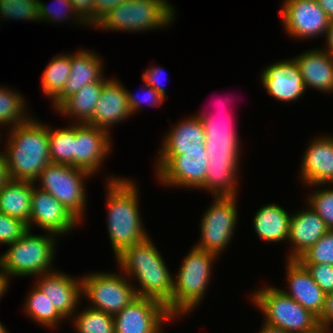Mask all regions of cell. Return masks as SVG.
<instances>
[{
  "mask_svg": "<svg viewBox=\"0 0 333 333\" xmlns=\"http://www.w3.org/2000/svg\"><path fill=\"white\" fill-rule=\"evenodd\" d=\"M196 116H199L203 123L206 135L205 151L209 161L205 184L199 190L209 191L212 197H236L241 140L233 125V117L224 114L218 118L206 111L199 112Z\"/></svg>",
  "mask_w": 333,
  "mask_h": 333,
  "instance_id": "6da1fadb",
  "label": "cell"
},
{
  "mask_svg": "<svg viewBox=\"0 0 333 333\" xmlns=\"http://www.w3.org/2000/svg\"><path fill=\"white\" fill-rule=\"evenodd\" d=\"M114 176V177H113ZM109 175L106 178L105 201L107 206V230L111 249L118 256L125 248L149 237L139 208L137 181Z\"/></svg>",
  "mask_w": 333,
  "mask_h": 333,
  "instance_id": "7a4b0ae2",
  "label": "cell"
},
{
  "mask_svg": "<svg viewBox=\"0 0 333 333\" xmlns=\"http://www.w3.org/2000/svg\"><path fill=\"white\" fill-rule=\"evenodd\" d=\"M115 258L122 273L133 284V279L139 282V287L134 286L137 296L157 300L166 307L172 302L173 276L150 236Z\"/></svg>",
  "mask_w": 333,
  "mask_h": 333,
  "instance_id": "3957f363",
  "label": "cell"
},
{
  "mask_svg": "<svg viewBox=\"0 0 333 333\" xmlns=\"http://www.w3.org/2000/svg\"><path fill=\"white\" fill-rule=\"evenodd\" d=\"M7 134L4 154L9 178L36 182L51 163L48 125L32 117L9 129Z\"/></svg>",
  "mask_w": 333,
  "mask_h": 333,
  "instance_id": "277c9868",
  "label": "cell"
},
{
  "mask_svg": "<svg viewBox=\"0 0 333 333\" xmlns=\"http://www.w3.org/2000/svg\"><path fill=\"white\" fill-rule=\"evenodd\" d=\"M191 248L173 278L172 302L166 307L175 319L199 307L208 291L213 264L220 257L196 246Z\"/></svg>",
  "mask_w": 333,
  "mask_h": 333,
  "instance_id": "5b68a950",
  "label": "cell"
},
{
  "mask_svg": "<svg viewBox=\"0 0 333 333\" xmlns=\"http://www.w3.org/2000/svg\"><path fill=\"white\" fill-rule=\"evenodd\" d=\"M33 235L28 230L22 238L8 245V250L0 254V270L10 279L14 277L39 276L52 272L56 254V235Z\"/></svg>",
  "mask_w": 333,
  "mask_h": 333,
  "instance_id": "8992f818",
  "label": "cell"
},
{
  "mask_svg": "<svg viewBox=\"0 0 333 333\" xmlns=\"http://www.w3.org/2000/svg\"><path fill=\"white\" fill-rule=\"evenodd\" d=\"M155 163V177L164 186L199 190L205 184L209 163L205 144L161 147Z\"/></svg>",
  "mask_w": 333,
  "mask_h": 333,
  "instance_id": "52a82bcc",
  "label": "cell"
},
{
  "mask_svg": "<svg viewBox=\"0 0 333 333\" xmlns=\"http://www.w3.org/2000/svg\"><path fill=\"white\" fill-rule=\"evenodd\" d=\"M175 10L167 0H126L114 7L94 28L132 33L163 29L175 22Z\"/></svg>",
  "mask_w": 333,
  "mask_h": 333,
  "instance_id": "ba28073f",
  "label": "cell"
},
{
  "mask_svg": "<svg viewBox=\"0 0 333 333\" xmlns=\"http://www.w3.org/2000/svg\"><path fill=\"white\" fill-rule=\"evenodd\" d=\"M263 287V288H262ZM250 299L263 314L264 323L287 333H308L318 324V317L284 293L281 288L262 286Z\"/></svg>",
  "mask_w": 333,
  "mask_h": 333,
  "instance_id": "9c48e42d",
  "label": "cell"
},
{
  "mask_svg": "<svg viewBox=\"0 0 333 333\" xmlns=\"http://www.w3.org/2000/svg\"><path fill=\"white\" fill-rule=\"evenodd\" d=\"M89 172L70 165L49 163L36 180L40 189L50 193L82 224L85 219L86 187L83 183L91 178ZM37 181L40 182L39 186Z\"/></svg>",
  "mask_w": 333,
  "mask_h": 333,
  "instance_id": "30bf717a",
  "label": "cell"
},
{
  "mask_svg": "<svg viewBox=\"0 0 333 333\" xmlns=\"http://www.w3.org/2000/svg\"><path fill=\"white\" fill-rule=\"evenodd\" d=\"M134 286L122 271H95L81 276L82 297L90 302L87 306L113 316L138 297Z\"/></svg>",
  "mask_w": 333,
  "mask_h": 333,
  "instance_id": "8fae6325",
  "label": "cell"
},
{
  "mask_svg": "<svg viewBox=\"0 0 333 333\" xmlns=\"http://www.w3.org/2000/svg\"><path fill=\"white\" fill-rule=\"evenodd\" d=\"M210 207L200 221V241L197 248L216 253L218 256L230 244L238 222L237 196L213 197Z\"/></svg>",
  "mask_w": 333,
  "mask_h": 333,
  "instance_id": "7c38bea8",
  "label": "cell"
},
{
  "mask_svg": "<svg viewBox=\"0 0 333 333\" xmlns=\"http://www.w3.org/2000/svg\"><path fill=\"white\" fill-rule=\"evenodd\" d=\"M280 9L283 30L295 39L325 36L331 22L316 0H284Z\"/></svg>",
  "mask_w": 333,
  "mask_h": 333,
  "instance_id": "4fadbf2b",
  "label": "cell"
},
{
  "mask_svg": "<svg viewBox=\"0 0 333 333\" xmlns=\"http://www.w3.org/2000/svg\"><path fill=\"white\" fill-rule=\"evenodd\" d=\"M113 317L115 333H162L165 323L175 320L165 305L139 296Z\"/></svg>",
  "mask_w": 333,
  "mask_h": 333,
  "instance_id": "5bb4252c",
  "label": "cell"
},
{
  "mask_svg": "<svg viewBox=\"0 0 333 333\" xmlns=\"http://www.w3.org/2000/svg\"><path fill=\"white\" fill-rule=\"evenodd\" d=\"M79 224L80 221L57 199L37 187L34 182L28 230H32V225H35L60 238V236L71 233Z\"/></svg>",
  "mask_w": 333,
  "mask_h": 333,
  "instance_id": "9a60e30c",
  "label": "cell"
},
{
  "mask_svg": "<svg viewBox=\"0 0 333 333\" xmlns=\"http://www.w3.org/2000/svg\"><path fill=\"white\" fill-rule=\"evenodd\" d=\"M111 137L99 127L74 123V167L91 175L100 173L105 157L112 151Z\"/></svg>",
  "mask_w": 333,
  "mask_h": 333,
  "instance_id": "2e32d148",
  "label": "cell"
},
{
  "mask_svg": "<svg viewBox=\"0 0 333 333\" xmlns=\"http://www.w3.org/2000/svg\"><path fill=\"white\" fill-rule=\"evenodd\" d=\"M260 77L263 88L275 100L294 102L305 94L306 87L293 57L269 64Z\"/></svg>",
  "mask_w": 333,
  "mask_h": 333,
  "instance_id": "e0dca14e",
  "label": "cell"
},
{
  "mask_svg": "<svg viewBox=\"0 0 333 333\" xmlns=\"http://www.w3.org/2000/svg\"><path fill=\"white\" fill-rule=\"evenodd\" d=\"M35 277L37 280L34 285L49 298L66 321L70 320L81 303V277L76 279V277L58 270Z\"/></svg>",
  "mask_w": 333,
  "mask_h": 333,
  "instance_id": "ac0fdd59",
  "label": "cell"
},
{
  "mask_svg": "<svg viewBox=\"0 0 333 333\" xmlns=\"http://www.w3.org/2000/svg\"><path fill=\"white\" fill-rule=\"evenodd\" d=\"M117 78L104 77L102 93L93 112L92 118L86 123L110 131L113 125L124 122L132 117L127 99V88Z\"/></svg>",
  "mask_w": 333,
  "mask_h": 333,
  "instance_id": "d6986e66",
  "label": "cell"
},
{
  "mask_svg": "<svg viewBox=\"0 0 333 333\" xmlns=\"http://www.w3.org/2000/svg\"><path fill=\"white\" fill-rule=\"evenodd\" d=\"M299 177L302 183L309 185H327L333 183V136H315L307 145Z\"/></svg>",
  "mask_w": 333,
  "mask_h": 333,
  "instance_id": "ffe728a7",
  "label": "cell"
},
{
  "mask_svg": "<svg viewBox=\"0 0 333 333\" xmlns=\"http://www.w3.org/2000/svg\"><path fill=\"white\" fill-rule=\"evenodd\" d=\"M285 269L288 291L281 290L319 318L324 308L326 293L298 260L286 259Z\"/></svg>",
  "mask_w": 333,
  "mask_h": 333,
  "instance_id": "44dd1931",
  "label": "cell"
},
{
  "mask_svg": "<svg viewBox=\"0 0 333 333\" xmlns=\"http://www.w3.org/2000/svg\"><path fill=\"white\" fill-rule=\"evenodd\" d=\"M103 59L98 53L81 49L71 53V73L63 91L53 100L52 109H57L68 97L89 83L99 82L105 76Z\"/></svg>",
  "mask_w": 333,
  "mask_h": 333,
  "instance_id": "7402d4cb",
  "label": "cell"
},
{
  "mask_svg": "<svg viewBox=\"0 0 333 333\" xmlns=\"http://www.w3.org/2000/svg\"><path fill=\"white\" fill-rule=\"evenodd\" d=\"M306 209L291 214L288 243L291 251L289 260H297L311 248L328 230L320 216L308 205Z\"/></svg>",
  "mask_w": 333,
  "mask_h": 333,
  "instance_id": "603a6c76",
  "label": "cell"
},
{
  "mask_svg": "<svg viewBox=\"0 0 333 333\" xmlns=\"http://www.w3.org/2000/svg\"><path fill=\"white\" fill-rule=\"evenodd\" d=\"M306 89L333 93V56L324 49H311L293 57Z\"/></svg>",
  "mask_w": 333,
  "mask_h": 333,
  "instance_id": "cb8c5ba5",
  "label": "cell"
},
{
  "mask_svg": "<svg viewBox=\"0 0 333 333\" xmlns=\"http://www.w3.org/2000/svg\"><path fill=\"white\" fill-rule=\"evenodd\" d=\"M291 214L278 204H266L257 210L253 227L259 239L277 243L287 242L289 238Z\"/></svg>",
  "mask_w": 333,
  "mask_h": 333,
  "instance_id": "d4e9b609",
  "label": "cell"
},
{
  "mask_svg": "<svg viewBox=\"0 0 333 333\" xmlns=\"http://www.w3.org/2000/svg\"><path fill=\"white\" fill-rule=\"evenodd\" d=\"M103 86L104 78L99 82L85 85L79 92L68 97L55 111L62 117H70L72 123H87L92 118Z\"/></svg>",
  "mask_w": 333,
  "mask_h": 333,
  "instance_id": "484cf974",
  "label": "cell"
},
{
  "mask_svg": "<svg viewBox=\"0 0 333 333\" xmlns=\"http://www.w3.org/2000/svg\"><path fill=\"white\" fill-rule=\"evenodd\" d=\"M34 182L9 179L0 190V212L29 223Z\"/></svg>",
  "mask_w": 333,
  "mask_h": 333,
  "instance_id": "4316f807",
  "label": "cell"
},
{
  "mask_svg": "<svg viewBox=\"0 0 333 333\" xmlns=\"http://www.w3.org/2000/svg\"><path fill=\"white\" fill-rule=\"evenodd\" d=\"M160 147H187L190 144H205L203 123L195 114L183 118L166 132Z\"/></svg>",
  "mask_w": 333,
  "mask_h": 333,
  "instance_id": "83f0119b",
  "label": "cell"
},
{
  "mask_svg": "<svg viewBox=\"0 0 333 333\" xmlns=\"http://www.w3.org/2000/svg\"><path fill=\"white\" fill-rule=\"evenodd\" d=\"M29 294L26 296L24 302V311L27 313L31 320L37 322V324L49 327L50 329L56 328L62 320H66L52 305L49 298L39 290L35 285Z\"/></svg>",
  "mask_w": 333,
  "mask_h": 333,
  "instance_id": "f1b7e54d",
  "label": "cell"
},
{
  "mask_svg": "<svg viewBox=\"0 0 333 333\" xmlns=\"http://www.w3.org/2000/svg\"><path fill=\"white\" fill-rule=\"evenodd\" d=\"M71 73V54L55 55L42 74V92L53 101L64 89L65 82Z\"/></svg>",
  "mask_w": 333,
  "mask_h": 333,
  "instance_id": "f546056e",
  "label": "cell"
},
{
  "mask_svg": "<svg viewBox=\"0 0 333 333\" xmlns=\"http://www.w3.org/2000/svg\"><path fill=\"white\" fill-rule=\"evenodd\" d=\"M9 89L6 86L0 87V124L8 129L26 123L32 118V115L26 112L28 107L24 96Z\"/></svg>",
  "mask_w": 333,
  "mask_h": 333,
  "instance_id": "4dcf8cb0",
  "label": "cell"
},
{
  "mask_svg": "<svg viewBox=\"0 0 333 333\" xmlns=\"http://www.w3.org/2000/svg\"><path fill=\"white\" fill-rule=\"evenodd\" d=\"M51 163L74 166V123L64 128L48 126Z\"/></svg>",
  "mask_w": 333,
  "mask_h": 333,
  "instance_id": "1f68e13d",
  "label": "cell"
},
{
  "mask_svg": "<svg viewBox=\"0 0 333 333\" xmlns=\"http://www.w3.org/2000/svg\"><path fill=\"white\" fill-rule=\"evenodd\" d=\"M77 311L71 318L76 333H115L113 315L90 307Z\"/></svg>",
  "mask_w": 333,
  "mask_h": 333,
  "instance_id": "d6a6232c",
  "label": "cell"
},
{
  "mask_svg": "<svg viewBox=\"0 0 333 333\" xmlns=\"http://www.w3.org/2000/svg\"><path fill=\"white\" fill-rule=\"evenodd\" d=\"M0 18L38 22L39 0H0Z\"/></svg>",
  "mask_w": 333,
  "mask_h": 333,
  "instance_id": "836d02e7",
  "label": "cell"
},
{
  "mask_svg": "<svg viewBox=\"0 0 333 333\" xmlns=\"http://www.w3.org/2000/svg\"><path fill=\"white\" fill-rule=\"evenodd\" d=\"M54 2L58 3L56 6L57 8L56 7L53 8V5L51 6L49 4L48 6L43 1L39 0V18L42 23L44 21L48 23L51 22V24L53 23L56 24L57 22L61 23L62 21L65 22L67 20L68 21L73 20L75 25L77 24H80L81 26L87 25L75 12L71 0H54Z\"/></svg>",
  "mask_w": 333,
  "mask_h": 333,
  "instance_id": "e575fe53",
  "label": "cell"
},
{
  "mask_svg": "<svg viewBox=\"0 0 333 333\" xmlns=\"http://www.w3.org/2000/svg\"><path fill=\"white\" fill-rule=\"evenodd\" d=\"M321 186V189H320ZM333 185L327 184V189H322V184L311 185L310 188H317L307 197L308 206L313 209L320 218L325 222L326 226L333 230ZM319 187V189H318ZM330 187V188H329Z\"/></svg>",
  "mask_w": 333,
  "mask_h": 333,
  "instance_id": "d590c367",
  "label": "cell"
},
{
  "mask_svg": "<svg viewBox=\"0 0 333 333\" xmlns=\"http://www.w3.org/2000/svg\"><path fill=\"white\" fill-rule=\"evenodd\" d=\"M300 263L333 265V230H328L311 248L298 259Z\"/></svg>",
  "mask_w": 333,
  "mask_h": 333,
  "instance_id": "8d00e7d4",
  "label": "cell"
},
{
  "mask_svg": "<svg viewBox=\"0 0 333 333\" xmlns=\"http://www.w3.org/2000/svg\"><path fill=\"white\" fill-rule=\"evenodd\" d=\"M28 231V225L19 218L0 212V245H10L22 238Z\"/></svg>",
  "mask_w": 333,
  "mask_h": 333,
  "instance_id": "74e56055",
  "label": "cell"
},
{
  "mask_svg": "<svg viewBox=\"0 0 333 333\" xmlns=\"http://www.w3.org/2000/svg\"><path fill=\"white\" fill-rule=\"evenodd\" d=\"M311 274L317 285L327 294L333 292V265L301 263Z\"/></svg>",
  "mask_w": 333,
  "mask_h": 333,
  "instance_id": "f35d334b",
  "label": "cell"
},
{
  "mask_svg": "<svg viewBox=\"0 0 333 333\" xmlns=\"http://www.w3.org/2000/svg\"><path fill=\"white\" fill-rule=\"evenodd\" d=\"M145 84L146 91H144V96L139 97L138 95H134V93L130 92L131 90L128 91L127 89V99L128 103L132 112V116L137 114L139 110L142 109L143 103H147L148 105L152 106H158L160 104H164L165 99L159 92H157L155 89H153L150 85ZM141 108V109H140Z\"/></svg>",
  "mask_w": 333,
  "mask_h": 333,
  "instance_id": "ab89813d",
  "label": "cell"
},
{
  "mask_svg": "<svg viewBox=\"0 0 333 333\" xmlns=\"http://www.w3.org/2000/svg\"><path fill=\"white\" fill-rule=\"evenodd\" d=\"M163 68L157 66H150L144 73L141 75V79L144 83L150 85L153 89L159 92L164 98L168 97L165 91V87L163 86V82L161 83L162 75H164ZM167 77V76H166Z\"/></svg>",
  "mask_w": 333,
  "mask_h": 333,
  "instance_id": "60d3db41",
  "label": "cell"
},
{
  "mask_svg": "<svg viewBox=\"0 0 333 333\" xmlns=\"http://www.w3.org/2000/svg\"><path fill=\"white\" fill-rule=\"evenodd\" d=\"M75 12L87 24L94 27V0H71Z\"/></svg>",
  "mask_w": 333,
  "mask_h": 333,
  "instance_id": "b9f144b4",
  "label": "cell"
},
{
  "mask_svg": "<svg viewBox=\"0 0 333 333\" xmlns=\"http://www.w3.org/2000/svg\"><path fill=\"white\" fill-rule=\"evenodd\" d=\"M126 0H94V26L114 7Z\"/></svg>",
  "mask_w": 333,
  "mask_h": 333,
  "instance_id": "7bdbcfd3",
  "label": "cell"
},
{
  "mask_svg": "<svg viewBox=\"0 0 333 333\" xmlns=\"http://www.w3.org/2000/svg\"><path fill=\"white\" fill-rule=\"evenodd\" d=\"M318 322L324 326H333V292L326 294L324 308Z\"/></svg>",
  "mask_w": 333,
  "mask_h": 333,
  "instance_id": "ee69618b",
  "label": "cell"
},
{
  "mask_svg": "<svg viewBox=\"0 0 333 333\" xmlns=\"http://www.w3.org/2000/svg\"><path fill=\"white\" fill-rule=\"evenodd\" d=\"M9 175L6 166V159L4 151L0 152V190L4 186V184L9 180Z\"/></svg>",
  "mask_w": 333,
  "mask_h": 333,
  "instance_id": "f6af8a7d",
  "label": "cell"
},
{
  "mask_svg": "<svg viewBox=\"0 0 333 333\" xmlns=\"http://www.w3.org/2000/svg\"><path fill=\"white\" fill-rule=\"evenodd\" d=\"M325 39L327 43L325 44V48L323 47L322 49L326 50L333 56V21H331L330 25L328 26V30L325 34Z\"/></svg>",
  "mask_w": 333,
  "mask_h": 333,
  "instance_id": "bcb514c9",
  "label": "cell"
},
{
  "mask_svg": "<svg viewBox=\"0 0 333 333\" xmlns=\"http://www.w3.org/2000/svg\"><path fill=\"white\" fill-rule=\"evenodd\" d=\"M320 8L327 14L330 21H333V0H316Z\"/></svg>",
  "mask_w": 333,
  "mask_h": 333,
  "instance_id": "7dc6e473",
  "label": "cell"
},
{
  "mask_svg": "<svg viewBox=\"0 0 333 333\" xmlns=\"http://www.w3.org/2000/svg\"><path fill=\"white\" fill-rule=\"evenodd\" d=\"M9 285V278L0 270V299L7 293Z\"/></svg>",
  "mask_w": 333,
  "mask_h": 333,
  "instance_id": "c3c4849f",
  "label": "cell"
},
{
  "mask_svg": "<svg viewBox=\"0 0 333 333\" xmlns=\"http://www.w3.org/2000/svg\"><path fill=\"white\" fill-rule=\"evenodd\" d=\"M261 327L262 328H260L261 330L259 331V333H287L286 331H284L281 328L271 326L266 323H263V325Z\"/></svg>",
  "mask_w": 333,
  "mask_h": 333,
  "instance_id": "681fc988",
  "label": "cell"
},
{
  "mask_svg": "<svg viewBox=\"0 0 333 333\" xmlns=\"http://www.w3.org/2000/svg\"><path fill=\"white\" fill-rule=\"evenodd\" d=\"M332 328L333 327L318 324L314 329H312L308 333H330L332 331Z\"/></svg>",
  "mask_w": 333,
  "mask_h": 333,
  "instance_id": "f907efd6",
  "label": "cell"
},
{
  "mask_svg": "<svg viewBox=\"0 0 333 333\" xmlns=\"http://www.w3.org/2000/svg\"><path fill=\"white\" fill-rule=\"evenodd\" d=\"M0 333H9L2 322H0Z\"/></svg>",
  "mask_w": 333,
  "mask_h": 333,
  "instance_id": "816d5d0a",
  "label": "cell"
}]
</instances>
